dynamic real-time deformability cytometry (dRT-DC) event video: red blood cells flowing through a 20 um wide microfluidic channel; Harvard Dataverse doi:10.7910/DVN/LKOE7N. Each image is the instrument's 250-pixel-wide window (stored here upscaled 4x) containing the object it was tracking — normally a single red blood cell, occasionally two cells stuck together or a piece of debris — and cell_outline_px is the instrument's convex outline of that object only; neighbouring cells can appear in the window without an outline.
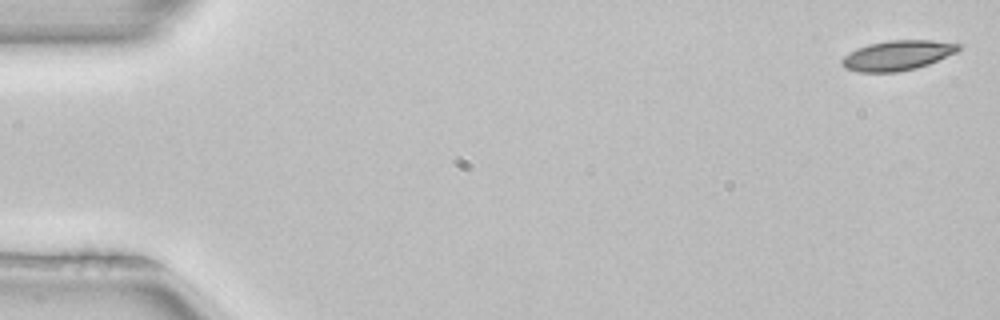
{"species": "common noctule bat (a hibernating species)", "species_latin": "Nyctalus noctula", "temperature_condition": "room temperature", "stored_images_in_passage": 5, "camera_frame_rate_fps": 3000, "um_per_image_px": 0.085, "animal": {"sex": "female", "body_mass_g": 22.7, "forearm_length_mm": 54.2}, "frame": {"image": 1, "passage_image": 1, "time_ms": 0.0, "image_size_px": [1000, 320], "cell_outline_px": [[964, 44], [956, 52], [928, 64], [916, 68], [896, 72], [860, 72], [844, 68], [840, 64], [840, 60], [844, 56], [856, 48], [868, 44], [888, 40], [932, 40]], "centroid_in_image_um": [76.26, 4.7], "position_along_channel_um": 8.7, "area_um2": 20.4}}